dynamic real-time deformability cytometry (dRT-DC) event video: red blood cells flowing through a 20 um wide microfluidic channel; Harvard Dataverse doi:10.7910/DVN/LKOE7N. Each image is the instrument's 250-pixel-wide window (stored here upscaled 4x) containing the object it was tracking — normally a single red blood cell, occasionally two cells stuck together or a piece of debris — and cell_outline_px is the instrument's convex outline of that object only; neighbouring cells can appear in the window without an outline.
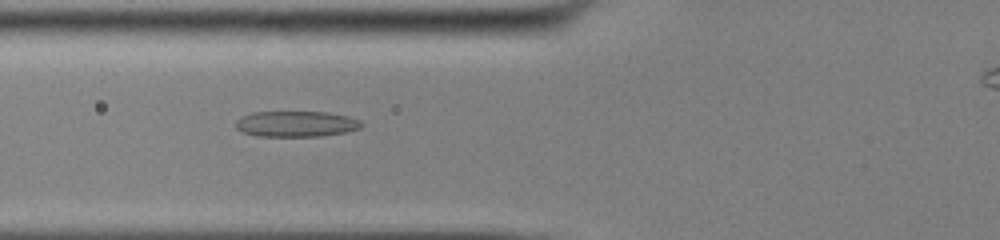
{"species": "common noctule bat (a hibernating species)", "species_latin": "Nyctalus noctula", "temperature_condition": "cold", "stored_images_in_passage": 43, "camera_frame_rate_fps": 3000, "um_per_image_px": 0.085, "animal": {"sex": "male", "body_mass_g": 13.0, "forearm_length_mm": 53.1}, "frame": {"image": 1, "passage_image": 14, "time_ms": 4.333, "image_size_px": [1000, 240], "cell_outline_px": [[364, 124], [360, 128], [344, 132], [320, 136], [260, 136], [244, 132], [236, 128], [236, 120], [240, 116], [252, 112], [328, 112], [348, 116], [360, 120]], "centroid_in_image_um": [25.17, 10.52], "position_along_channel_um": 100.6, "area_um2": 18.84}}
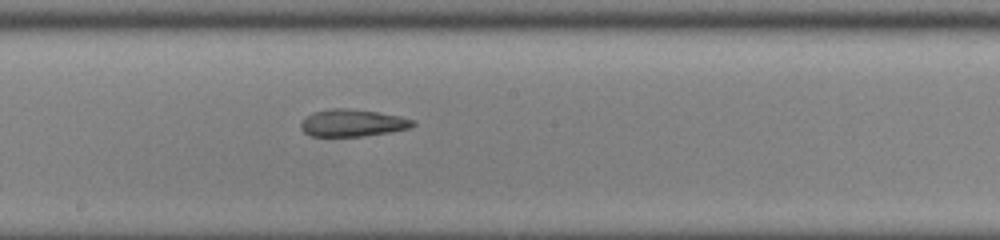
{"frame": {"image": 2, "passage_image": 23, "time_ms": 7.333, "image_size_px": [1000, 240], "cell_outline_px": [[416, 124], [412, 128], [392, 132], [364, 136], [312, 136], [304, 132], [300, 128], [300, 120], [304, 116], [312, 112], [328, 108], [344, 108], [376, 112], [400, 116], [416, 120]], "centroid_in_image_um": [29.96, 10.45], "position_along_channel_um": 218.2, "area_um2": 18.09}}
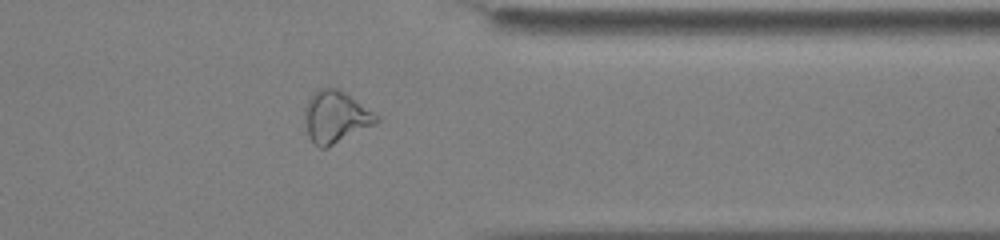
{"frame": {"image": 3, "passage_image": 36, "time_ms": 11.667, "image_size_px": [1000, 240], "cell_outline_px": [[380, 120], [376, 124], [324, 148], [320, 148], [308, 136], [304, 116], [304, 108], [308, 100], [316, 88], [336, 88], [344, 92], [380, 116]], "centroid_in_image_um": [28.52, 9.91], "position_along_channel_um": 382.9, "area_um2": 21.44}}